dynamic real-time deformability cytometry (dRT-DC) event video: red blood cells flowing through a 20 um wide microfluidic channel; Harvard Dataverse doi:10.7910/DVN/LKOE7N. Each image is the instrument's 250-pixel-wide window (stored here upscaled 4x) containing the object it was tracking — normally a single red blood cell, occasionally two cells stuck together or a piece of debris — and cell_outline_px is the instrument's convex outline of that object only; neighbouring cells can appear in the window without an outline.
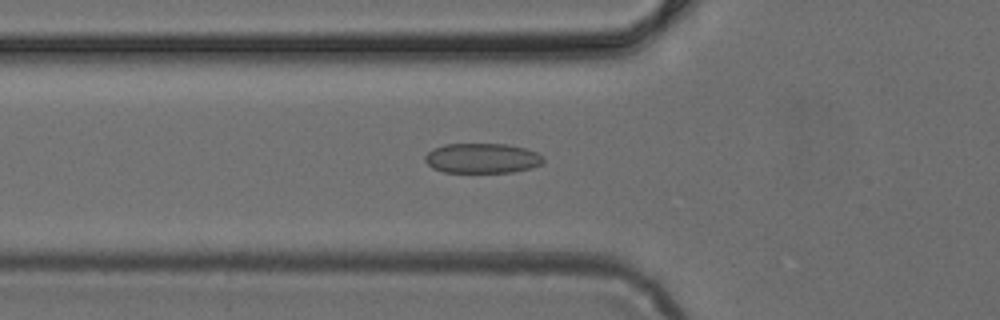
{"species": "common noctule bat (a hibernating species)", "species_latin": "Nyctalus noctula", "temperature_condition": "cold", "stored_images_in_passage": 46, "segment_of_instrument_passage": [1, 2], "camera_frame_rate_fps": 3000, "um_per_image_px": 0.085, "animal": {"sex": "female", "body_mass_g": 24.6, "forearm_length_mm": 56.2}, "frame": {"image": 1, "passage_image": 13, "time_ms": 4.0, "image_size_px": [1000, 320], "cell_outline_px": [[544, 160], [540, 164], [532, 168], [512, 172], [444, 172], [432, 168], [424, 160], [424, 156], [432, 148], [444, 144], [504, 144], [524, 148], [536, 152], [544, 156]], "centroid_in_image_um": [40.96, 13.45], "position_along_channel_um": 84.8, "area_um2": 20.69}}
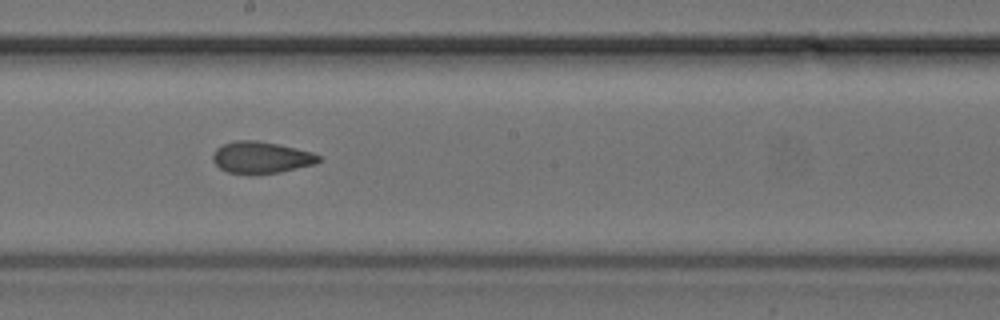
{"frame": {"image": 2, "passage_image": 23, "time_ms": 7.333, "image_size_px": [1000, 320], "cell_outline_px": [[320, 160], [316, 164], [280, 172], [252, 176], [248, 176], [228, 172], [220, 168], [212, 160], [212, 156], [216, 148], [224, 144], [236, 140], [256, 140], [296, 148], [312, 152], [320, 156]], "centroid_in_image_um": [22.18, 13.41], "position_along_channel_um": 226.0, "area_um2": 19.88}}
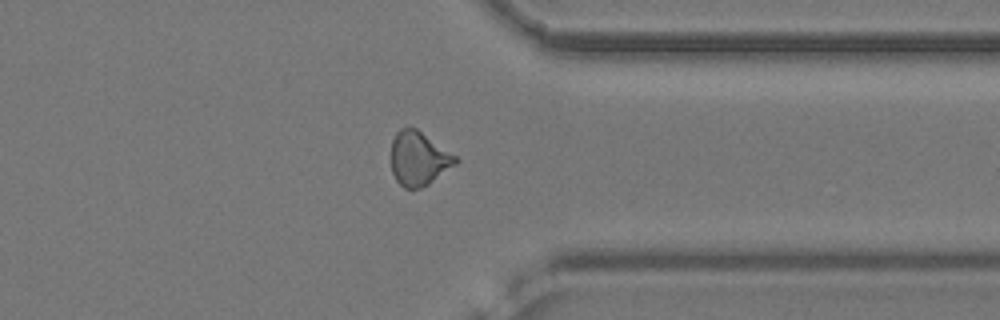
{"frame": {"image": 3, "passage_image": 34, "time_ms": 11.0, "image_size_px": [1000, 320], "cell_outline_px": [[460, 160], [456, 164], [428, 184], [420, 188], [404, 188], [396, 180], [392, 172], [392, 140], [396, 132], [400, 128], [416, 128], [456, 156]], "centroid_in_image_um": [35.58, 13.48], "position_along_channel_um": 375.8, "area_um2": 20.0}}